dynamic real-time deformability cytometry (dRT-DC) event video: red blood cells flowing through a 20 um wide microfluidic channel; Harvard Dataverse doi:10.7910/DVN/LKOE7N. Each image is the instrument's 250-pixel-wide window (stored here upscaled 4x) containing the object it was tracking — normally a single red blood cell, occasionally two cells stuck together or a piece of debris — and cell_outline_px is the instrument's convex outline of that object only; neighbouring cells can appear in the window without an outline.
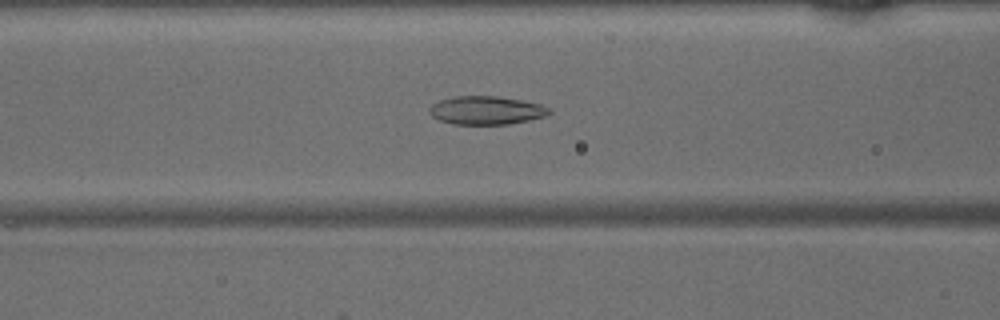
{"species": "common noctule bat (a hibernating species)", "species_latin": "Nyctalus noctula", "temperature_condition": "warm", "stored_images_in_passage": 48, "camera_frame_rate_fps": 3000, "um_per_image_px": 0.085, "animal": {"sex": "male", "body_mass_g": 15.6}, "frame": {"image": 1, "passage_image": 19, "time_ms": 6.0, "image_size_px": [1000, 320], "cell_outline_px": [[552, 112], [548, 116], [508, 124], [452, 124], [440, 120], [432, 116], [428, 112], [428, 108], [432, 104], [440, 100], [452, 96], [496, 96], [520, 100], [540, 104], [548, 108]], "centroid_in_image_um": [41.31, 9.38], "position_along_channel_um": 125.3, "area_um2": 19.83}}
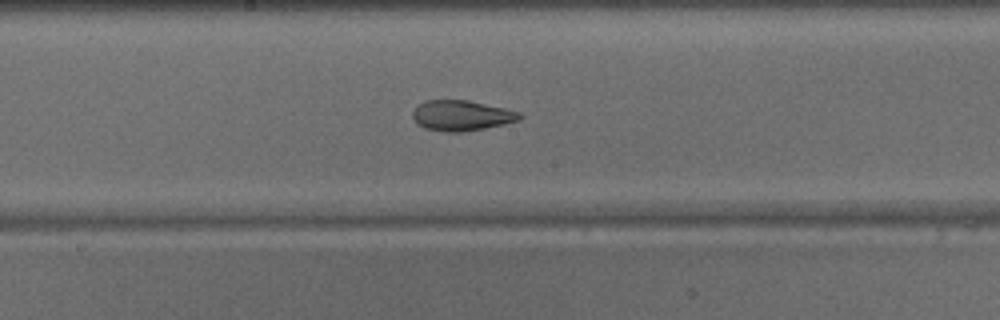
{"frame": {"image": 2, "passage_image": 25, "time_ms": 8.0, "image_size_px": [1000, 320], "cell_outline_px": [[524, 116], [520, 120], [504, 124], [484, 128], [460, 132], [444, 132], [424, 128], [412, 116], [412, 112], [424, 100], [468, 100], [508, 108], [520, 112]], "centroid_in_image_um": [39.29, 9.81], "position_along_channel_um": 208.9, "area_um2": 19.02}}
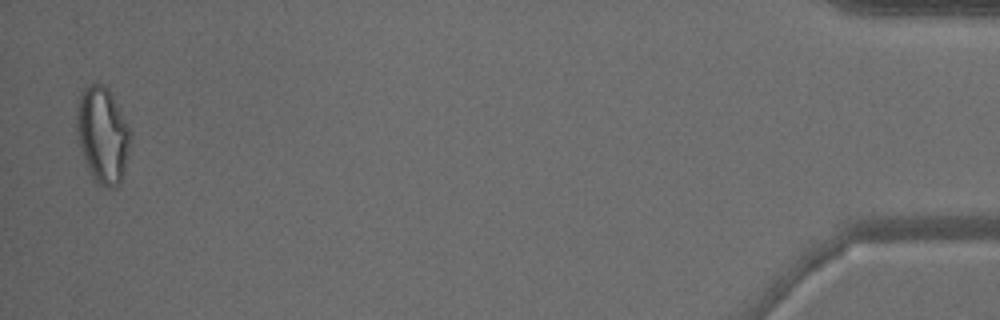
{"frame": {"image": 3, "passage_image": 47, "time_ms": 15.333, "image_size_px": [1000, 320], "cell_outline_px": [[132, 132], [128, 152], [120, 184], [112, 188], [108, 188], [92, 180], [84, 160], [80, 144], [76, 116], [76, 104], [84, 88], [92, 84], [104, 84], [128, 124]], "centroid_in_image_um": [8.72, 11.5], "position_along_channel_um": 426.5, "area_um2": 29.71}}